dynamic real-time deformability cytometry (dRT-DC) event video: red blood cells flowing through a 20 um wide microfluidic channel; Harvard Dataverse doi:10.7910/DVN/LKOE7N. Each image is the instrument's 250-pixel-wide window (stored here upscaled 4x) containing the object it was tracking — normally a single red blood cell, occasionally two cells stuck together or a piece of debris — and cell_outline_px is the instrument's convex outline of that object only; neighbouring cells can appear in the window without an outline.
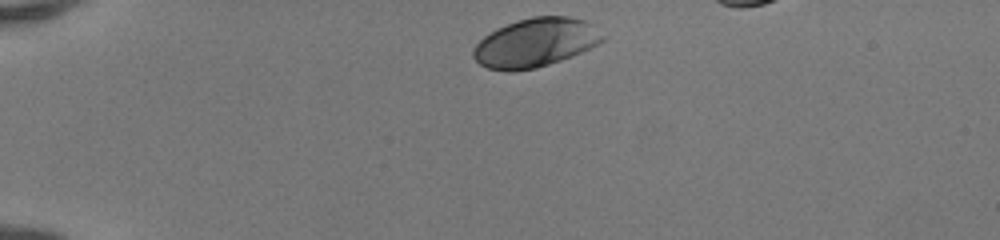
{"species": "human", "species_latin": "Homo sapiens", "temperature_condition": "room temperature", "stored_images_in_passage": 35, "camera_frame_rate_fps": 3000, "um_per_image_px": 0.085, "donor": {"sex": "female"}, "frame": {"image": 1, "passage_image": 1, "time_ms": 0.0, "image_size_px": [1000, 240], "cell_outline_px": [[608, 36], [604, 40], [572, 56], [536, 68], [512, 72], [508, 72], [488, 68], [480, 64], [472, 56], [472, 48], [484, 36], [508, 24], [532, 16], [568, 16], [584, 20]], "centroid_in_image_um": [45.51, 3.63], "position_along_channel_um": 39.5, "area_um2": 36.53}}
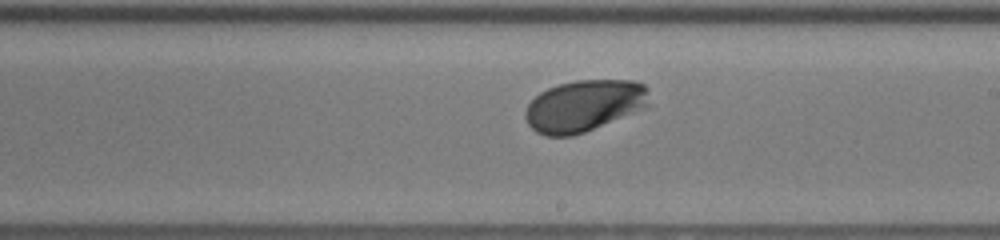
{"frame": {"image": 2, "passage_image": 20, "time_ms": 6.333, "image_size_px": [1000, 240], "cell_outline_px": [[648, 88], [644, 104], [632, 112], [584, 132], [572, 136], [544, 136], [536, 132], [528, 124], [524, 116], [524, 112], [528, 104], [540, 92], [548, 88], [560, 84], [576, 80], [632, 80], [644, 84]], "centroid_in_image_um": [49.54, 8.98], "position_along_channel_um": 239.5, "area_um2": 36.47}}
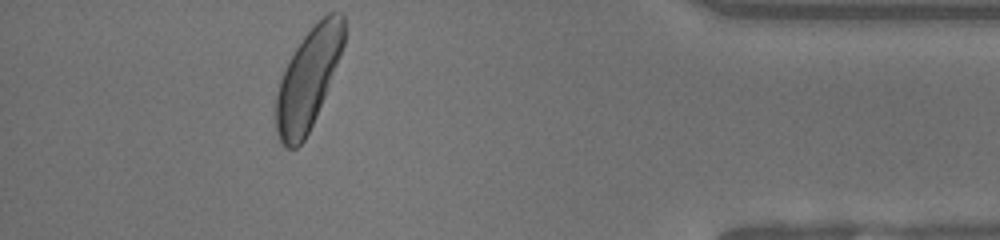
{"frame": {"image": 3, "passage_image": 35, "time_ms": 11.333, "image_size_px": [1000, 240], "cell_outline_px": [[344, 44], [324, 96], [316, 116], [304, 140], [296, 148], [284, 148], [276, 132], [276, 92], [284, 68], [288, 60], [304, 36], [328, 12], [344, 12]], "centroid_in_image_um": [26.17, 6.71], "position_along_channel_um": 409.0, "area_um2": 39.02}, "authors_computed_cell_mechanics": {"area_um2": 36.7608, "velocity_mm_per_s": 4.1017, "shape_relaxation_time_tau1_ms": 1.7313, "shape_relaxation_time_tau2_ms": null, "deformation_change_tau1": 0.1077, "deformation_change_tau2": null}}